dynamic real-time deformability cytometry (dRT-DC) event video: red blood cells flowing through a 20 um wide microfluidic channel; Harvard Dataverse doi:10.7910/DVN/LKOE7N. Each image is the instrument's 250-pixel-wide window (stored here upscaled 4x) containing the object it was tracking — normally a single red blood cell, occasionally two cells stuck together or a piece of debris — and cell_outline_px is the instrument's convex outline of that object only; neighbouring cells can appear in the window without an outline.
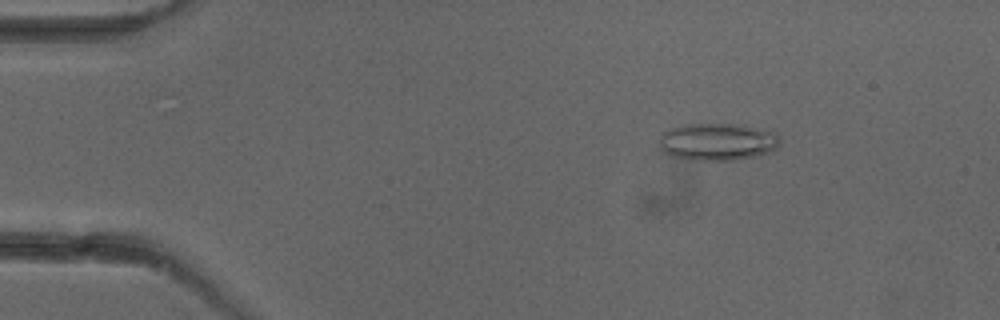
{"species": "common noctule bat (a hibernating species)", "species_latin": "Nyctalus noctula", "temperature_condition": "cold", "stored_images_in_passage": 5, "camera_frame_rate_fps": 3000, "um_per_image_px": 0.085, "animal": {"sex": "female"}, "frame": {"image": 1, "passage_image": 3, "time_ms": 2.333, "image_size_px": [1000, 320], "cell_outline_px": [[776, 148], [772, 152], [756, 156], [736, 160], [692, 160], [672, 156], [664, 152], [660, 148], [660, 132], [668, 128], [684, 124], [732, 124], [772, 128], [776, 132]], "centroid_in_image_um": [60.98, 12.03], "position_along_channel_um": 24.0, "area_um2": 26.65}}